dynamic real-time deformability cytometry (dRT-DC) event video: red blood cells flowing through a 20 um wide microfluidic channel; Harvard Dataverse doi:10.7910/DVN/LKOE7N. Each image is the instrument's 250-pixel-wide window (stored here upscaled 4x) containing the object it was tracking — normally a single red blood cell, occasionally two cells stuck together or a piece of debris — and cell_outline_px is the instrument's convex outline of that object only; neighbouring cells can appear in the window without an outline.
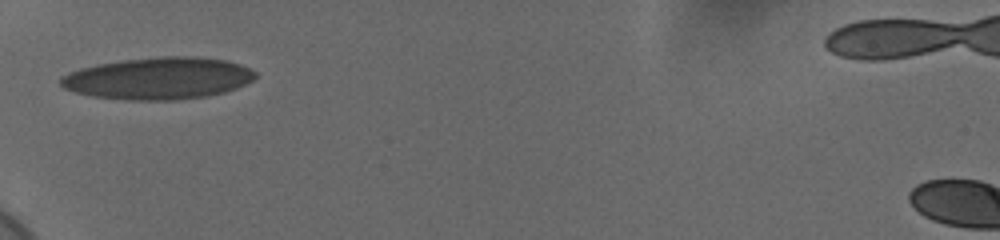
{"species": "human", "species_latin": "Homo sapiens", "temperature_condition": "cold", "stored_images_in_passage": 32, "camera_frame_rate_fps": 3000, "um_per_image_px": 0.085, "donor": {"sex": "female"}, "frame": {"image": 1, "passage_image": 1, "time_ms": 0.0, "image_size_px": [1000, 240], "cell_outline_px": [[256, 76], [252, 80], [236, 88], [224, 92], [204, 96], [172, 100], [132, 100], [92, 96], [76, 92], [64, 88], [60, 84], [60, 76], [68, 72], [80, 68], [96, 64], [120, 60], [160, 56], [196, 56], [228, 60], [240, 64], [256, 72]], "centroid_in_image_um": [13.44, 6.64], "position_along_channel_um": 71.6, "area_um2": 47.69}}
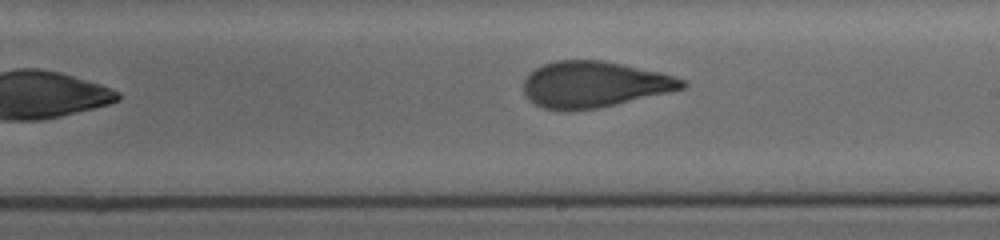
{"frame": {"image": 2, "passage_image": 15, "time_ms": 4.667, "image_size_px": [1000, 240], "cell_outline_px": [[688, 84], [684, 88], [668, 92], [596, 108], [568, 112], [544, 108], [536, 104], [524, 92], [524, 80], [528, 72], [544, 64], [556, 60], [604, 60], [660, 72], [688, 80]], "centroid_in_image_um": [50.5, 7.17], "position_along_channel_um": 238.5, "area_um2": 42.54}}
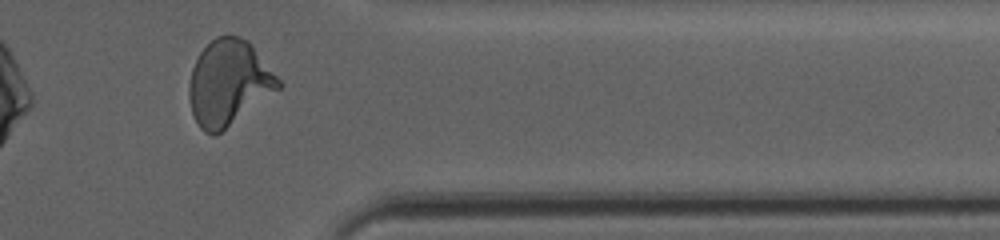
{"frame": {"image": 3, "passage_image": 28, "time_ms": 9.0, "image_size_px": [1000, 240], "cell_outline_px": [[284, 84], [280, 88], [216, 136], [212, 136], [204, 132], [200, 128], [192, 112], [188, 92], [188, 88], [192, 68], [200, 52], [216, 36], [240, 36], [248, 40]], "centroid_in_image_um": [19.44, 7.05], "position_along_channel_um": 392.0, "area_um2": 44.22}, "authors_computed_cell_mechanics": {"area_um2": 43.6679, "velocity_mm_per_s": 3.6768, "shape_relaxation_time_tau1_ms": 7.5505, "shape_relaxation_time_tau2_ms": 1.155, "deformation_change_tau1": 0.2218, "deformation_change_tau2": 0.0862}}